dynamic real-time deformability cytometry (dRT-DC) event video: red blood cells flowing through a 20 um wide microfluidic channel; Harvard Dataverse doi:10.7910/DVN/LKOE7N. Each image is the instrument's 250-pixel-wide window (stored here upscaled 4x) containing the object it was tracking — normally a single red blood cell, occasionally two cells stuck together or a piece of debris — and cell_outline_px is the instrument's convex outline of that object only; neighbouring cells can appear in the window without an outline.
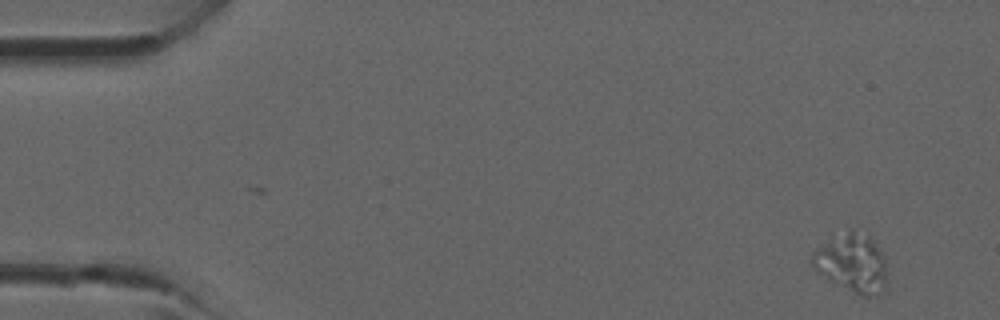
{"species": "common noctule bat (a hibernating species)", "species_latin": "Nyctalus noctula", "temperature_condition": "room temperature", "stored_images_in_passage": 11, "camera_frame_rate_fps": 3000, "um_per_image_px": 0.085, "animal": {"sex": "male", "forearm_length_mm": 52.5}, "frame": {"image": 1, "passage_image": 1, "time_ms": 0.0, "image_size_px": [1000, 320], "cell_outline_px": [[888, 292], [868, 296], [860, 296], [824, 276], [812, 268], [808, 260], [812, 252], [852, 228], [868, 236], [880, 248], [884, 256]], "centroid_in_image_um": [72.47, 22.4], "position_along_channel_um": 12.5, "area_um2": 25.43}}
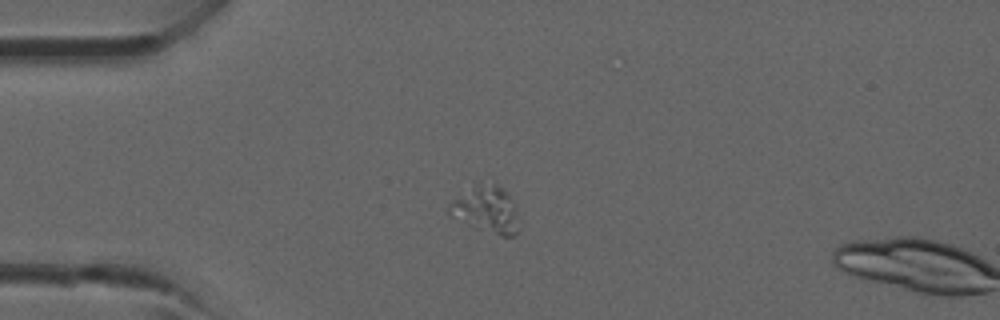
{"frame": {"image": 2, "passage_image": 9, "time_ms": 2.667, "image_size_px": [1000, 320], "cell_outline_px": [[520, 220], [516, 232], [512, 236], [500, 236], [472, 228], [452, 216], [448, 212], [448, 204], [452, 200], [476, 188], [496, 184], [516, 204]], "centroid_in_image_um": [41.38, 17.92], "position_along_channel_um": 43.6, "area_um2": 18.44}}